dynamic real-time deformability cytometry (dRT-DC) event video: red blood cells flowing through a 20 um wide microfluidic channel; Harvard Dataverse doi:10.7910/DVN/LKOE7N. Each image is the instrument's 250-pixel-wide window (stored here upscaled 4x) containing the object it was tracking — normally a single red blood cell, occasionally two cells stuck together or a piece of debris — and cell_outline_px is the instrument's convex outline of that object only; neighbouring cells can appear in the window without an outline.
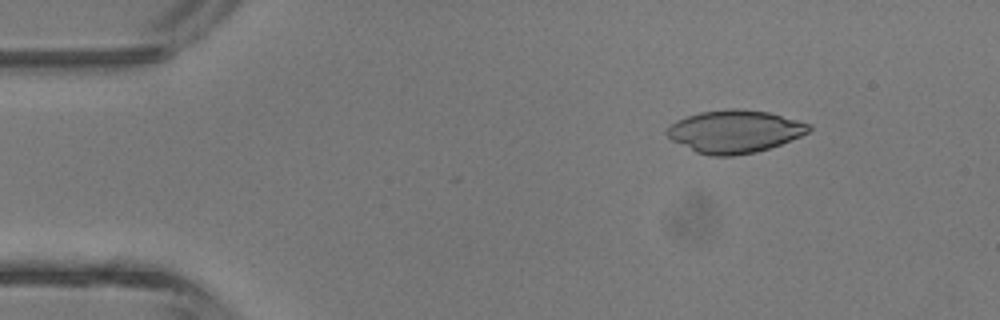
{"species": "common noctule bat (a hibernating species)", "species_latin": "Nyctalus noctula", "temperature_condition": "room temperature", "stored_images_in_passage": 5, "camera_frame_rate_fps": 3000, "um_per_image_px": 0.085, "animal": {"sex": "male", "body_mass_g": 13.3}, "frame": {"image": 1, "passage_image": 2, "time_ms": 1.333, "image_size_px": [1000, 320], "cell_outline_px": [[812, 128], [808, 132], [800, 136], [780, 144], [756, 152], [732, 156], [712, 156], [696, 152], [672, 140], [664, 132], [676, 120], [700, 112], [728, 108], [736, 108], [768, 112], [812, 124]], "centroid_in_image_um": [62.44, 11.17], "position_along_channel_um": 22.6, "area_um2": 35.14}}